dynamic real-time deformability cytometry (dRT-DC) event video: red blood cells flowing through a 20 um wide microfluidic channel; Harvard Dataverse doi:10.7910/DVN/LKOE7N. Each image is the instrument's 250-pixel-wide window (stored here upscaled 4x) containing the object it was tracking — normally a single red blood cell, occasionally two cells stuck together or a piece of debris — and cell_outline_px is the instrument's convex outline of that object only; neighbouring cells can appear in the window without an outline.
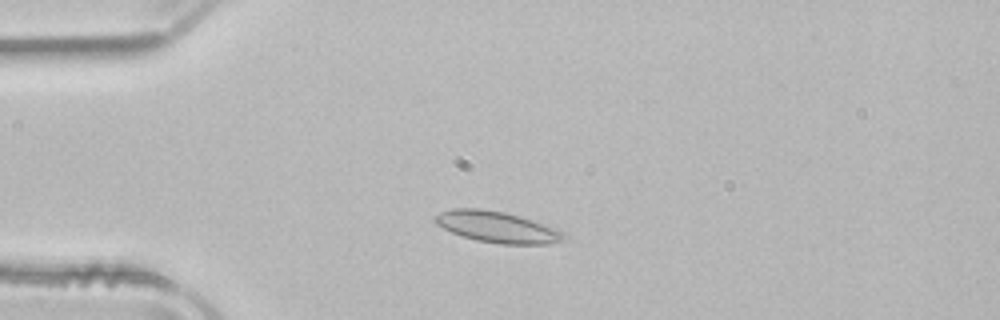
{"species": "common noctule bat (a hibernating species)", "species_latin": "Nyctalus noctula", "temperature_condition": "room temperature", "stored_images_in_passage": 48, "camera_frame_rate_fps": 3000, "um_per_image_px": 0.085, "animal": {"sex": "male", "body_mass_g": 21.5, "forearm_length_mm": 52.0}, "frame": {"image": 1, "passage_image": 9, "time_ms": 2.667, "image_size_px": [1000, 320], "cell_outline_px": [[568, 236], [564, 240], [548, 244], [500, 244], [476, 240], [452, 232], [436, 224], [432, 220], [440, 212], [452, 208], [480, 208], [504, 212], [520, 216], [532, 220], [560, 232]], "centroid_in_image_um": [42.2, 19.29], "position_along_channel_um": 42.8, "area_um2": 23.06}}
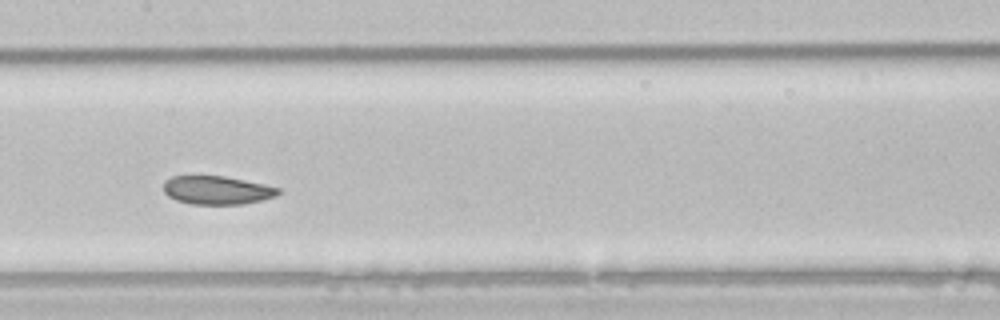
{"frame": {"image": 2, "passage_image": 22, "time_ms": 7.0, "image_size_px": [1000, 320], "cell_outline_px": [[280, 192], [276, 196], [244, 204], [192, 204], [176, 200], [168, 196], [164, 192], [164, 180], [172, 176], [192, 172], [200, 172], [224, 176], [264, 184], [280, 188]], "centroid_in_image_um": [18.36, 16.1], "position_along_channel_um": 189.0, "area_um2": 19.83}}
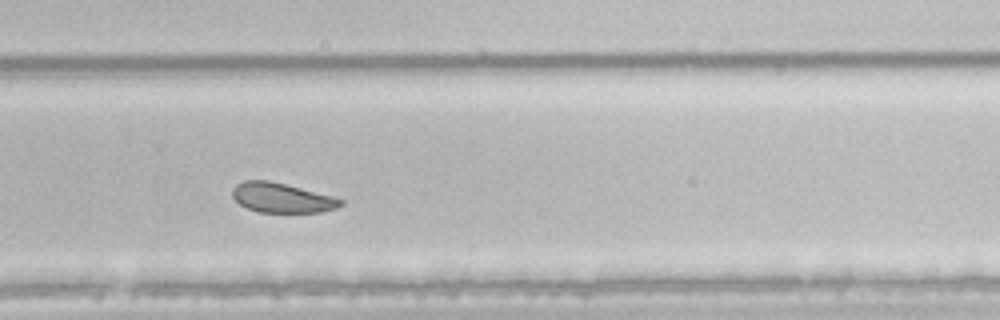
{"frame": {"image": 3, "passage_image": 31, "time_ms": 10.0, "image_size_px": [1000, 320], "cell_outline_px": [[344, 204], [336, 208], [320, 212], [260, 212], [248, 208], [240, 204], [232, 196], [232, 188], [236, 184], [244, 180], [268, 180], [332, 196], [344, 200]], "centroid_in_image_um": [23.94, 16.81], "position_along_channel_um": 305.9, "area_um2": 18.55}, "authors_computed_cell_mechanics": {"area_um2": 22.1952, "velocity_mm_per_s": 3.9071, "shape_relaxation_time_tau1_ms": 7.573, "shape_relaxation_time_tau2_ms": null, "deformation_change_tau1": 0.1138, "deformation_change_tau2": null}}